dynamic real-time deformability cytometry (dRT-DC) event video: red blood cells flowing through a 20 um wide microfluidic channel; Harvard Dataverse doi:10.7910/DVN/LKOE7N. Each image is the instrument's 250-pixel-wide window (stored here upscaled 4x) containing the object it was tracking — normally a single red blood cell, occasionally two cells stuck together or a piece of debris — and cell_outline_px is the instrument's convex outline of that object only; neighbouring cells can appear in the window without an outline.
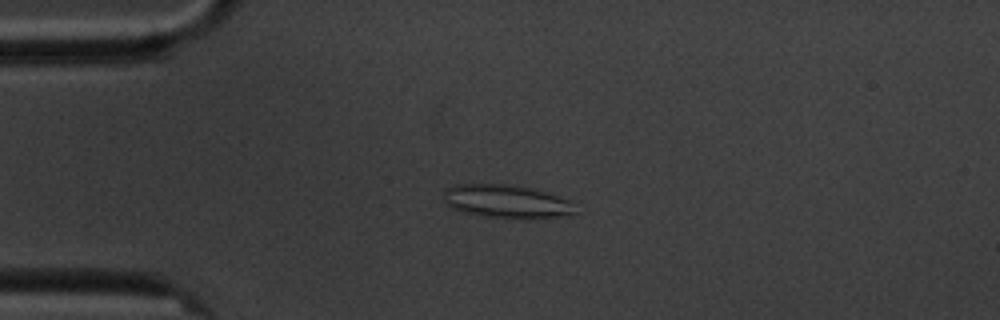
{"species": "common noctule bat (a hibernating species)", "species_latin": "Nyctalus noctula", "temperature_condition": "cold", "stored_images_in_passage": 4, "camera_frame_rate_fps": 3000, "um_per_image_px": 0.085, "animal": {"sex": "male", "body_mass_g": 20.1, "forearm_length_mm": 53.5}, "frame": {"image": 1, "passage_image": 3, "time_ms": 3.333, "image_size_px": [1000, 320], "cell_outline_px": [[576, 212], [568, 216], [528, 220], [484, 216], [464, 212], [452, 208], [444, 204], [444, 188], [456, 184], [504, 184], [528, 188], [544, 192], [572, 200]], "centroid_in_image_um": [43.07, 17.15], "position_along_channel_um": 41.9, "area_um2": 25.95}}